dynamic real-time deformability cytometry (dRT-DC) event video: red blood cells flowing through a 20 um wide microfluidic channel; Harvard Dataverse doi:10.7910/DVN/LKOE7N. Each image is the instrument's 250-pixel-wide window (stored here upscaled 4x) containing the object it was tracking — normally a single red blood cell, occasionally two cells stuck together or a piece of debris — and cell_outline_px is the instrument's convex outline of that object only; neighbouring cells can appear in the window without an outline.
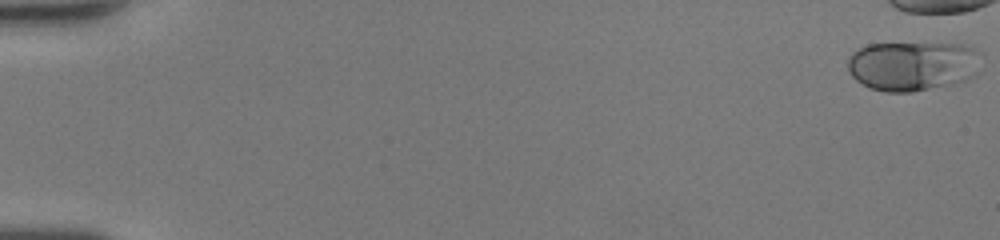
{"species": "human", "species_latin": "Homo sapiens", "temperature_condition": "room temperature", "stored_images_in_passage": 8, "camera_frame_rate_fps": 3000, "um_per_image_px": 0.085, "donor": {"sex": "female"}, "frame": {"image": 1, "passage_image": 1, "time_ms": 0.0, "image_size_px": [1000, 240], "cell_outline_px": [[972, 52], [968, 80], [952, 84], [912, 92], [884, 92], [872, 88], [856, 80], [852, 76], [848, 68], [848, 56], [852, 52], [868, 44], [960, 44], [972, 48]], "centroid_in_image_um": [77.35, 5.62], "position_along_channel_um": 7.6, "area_um2": 36.93}}